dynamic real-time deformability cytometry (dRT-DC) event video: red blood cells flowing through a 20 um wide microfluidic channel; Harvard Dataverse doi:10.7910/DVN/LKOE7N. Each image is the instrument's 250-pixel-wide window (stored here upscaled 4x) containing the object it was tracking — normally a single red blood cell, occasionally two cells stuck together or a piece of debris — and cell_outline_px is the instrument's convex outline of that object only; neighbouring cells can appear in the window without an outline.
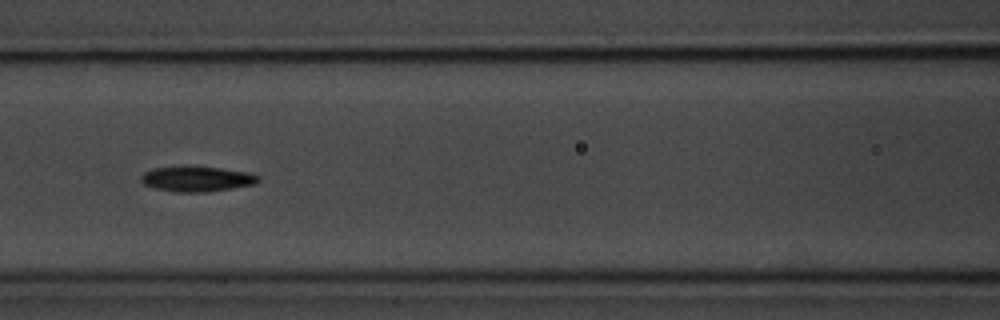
{"species": "common noctule bat (a hibernating species)", "species_latin": "Nyctalus noctula", "temperature_condition": "room temperature", "stored_images_in_passage": 9, "camera_frame_rate_fps": 3000, "um_per_image_px": 0.085, "animal": {"sex": "male", "body_mass_g": 20.1, "forearm_length_mm": 53.5}, "frame": {"image": 1, "passage_image": 7, "time_ms": 7.667, "image_size_px": [1000, 320], "cell_outline_px": [[260, 180], [256, 184], [208, 192], [172, 192], [156, 188], [144, 184], [140, 180], [140, 176], [144, 172], [152, 168], [184, 164], [220, 168], [248, 172], [260, 176]], "centroid_in_image_um": [16.7, 15.18], "position_along_channel_um": 149.9, "area_um2": 17.86}}
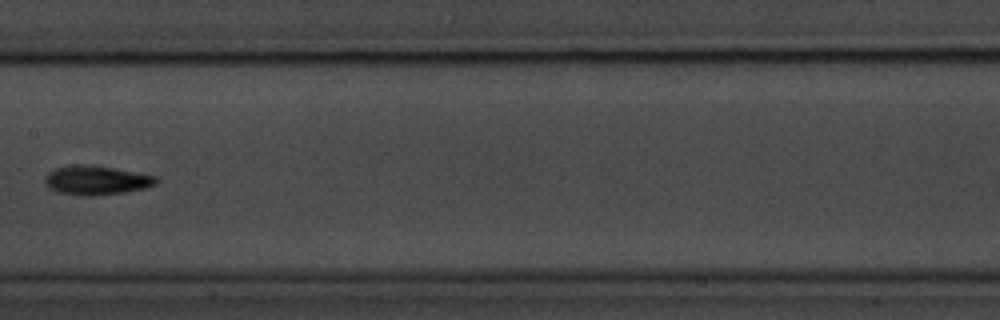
{"frame": {"image": 2, "passage_image": 8, "time_ms": 9.0, "image_size_px": [1000, 320], "cell_outline_px": [[160, 180], [156, 184], [144, 188], [124, 192], [92, 196], [80, 196], [60, 192], [48, 188], [44, 180], [48, 172], [56, 168], [112, 168], [156, 176]], "centroid_in_image_um": [8.24, 15.39], "position_along_channel_um": 199.2, "area_um2": 17.8}}